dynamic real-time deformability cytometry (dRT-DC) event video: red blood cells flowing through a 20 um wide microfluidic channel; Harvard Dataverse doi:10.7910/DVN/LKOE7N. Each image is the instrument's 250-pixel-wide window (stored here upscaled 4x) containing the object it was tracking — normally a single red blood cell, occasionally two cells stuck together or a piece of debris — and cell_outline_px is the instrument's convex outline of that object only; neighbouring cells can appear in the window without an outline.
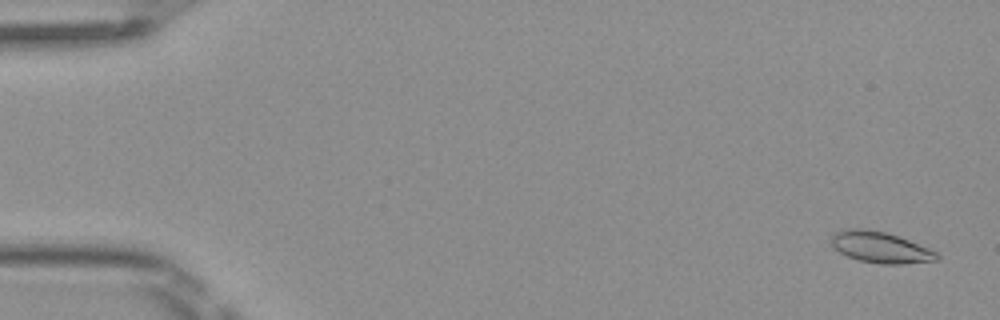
{"species": "Egyptian fruit bat (a non-hibernating species)", "species_latin": "Rousettus aegyptiacus", "temperature_condition": "room temperature", "stored_images_in_passage": 7, "camera_frame_rate_fps": 3000, "um_per_image_px": 0.085, "frame": {"image": 1, "passage_image": 1, "time_ms": 0.0, "image_size_px": [1000, 320], "cell_outline_px": [[940, 260], [904, 264], [880, 264], [860, 260], [848, 256], [832, 248], [832, 236], [836, 232], [844, 228], [864, 228], [884, 232], [908, 240], [928, 248], [936, 252], [940, 256]], "centroid_in_image_um": [74.83, 21.03], "position_along_channel_um": 10.2, "area_um2": 19.07}}
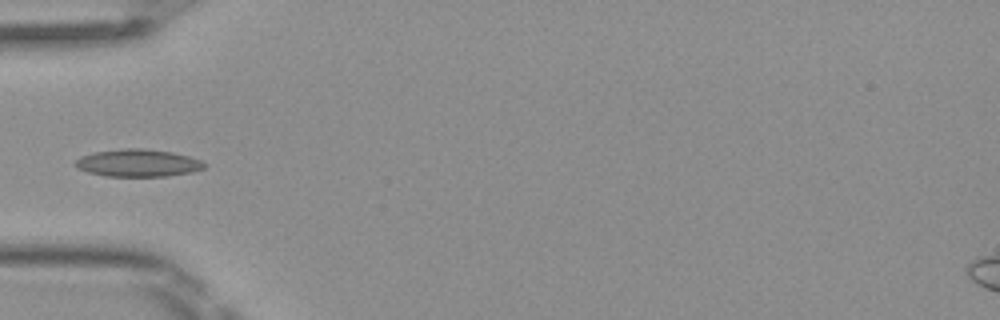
{"frame": {"image": 2, "passage_image": 5, "time_ms": 1.333, "image_size_px": [1000, 320], "cell_outline_px": [[204, 168], [192, 172], [168, 176], [108, 176], [88, 172], [76, 168], [72, 164], [80, 156], [92, 152], [120, 148], [144, 148], [172, 152], [188, 156], [200, 160], [204, 164]], "centroid_in_image_um": [11.66, 13.84], "position_along_channel_um": 73.3, "area_um2": 20.75}}
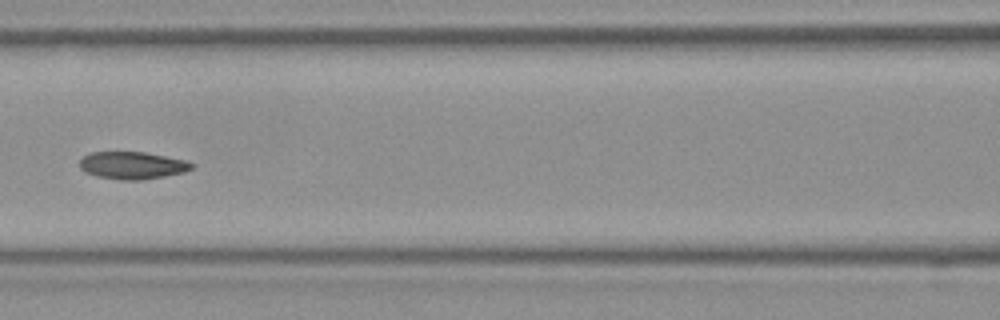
{"frame": {"image": 3, "passage_image": 7, "time_ms": 2.0, "image_size_px": [1000, 320], "cell_outline_px": [[196, 164], [192, 168], [184, 172], [164, 176], [140, 180], [120, 180], [96, 176], [84, 172], [80, 168], [80, 160], [84, 156], [92, 152], [144, 152], [184, 160]], "centroid_in_image_um": [11.23, 14.06], "position_along_channel_um": 155.4, "area_um2": 17.8}}